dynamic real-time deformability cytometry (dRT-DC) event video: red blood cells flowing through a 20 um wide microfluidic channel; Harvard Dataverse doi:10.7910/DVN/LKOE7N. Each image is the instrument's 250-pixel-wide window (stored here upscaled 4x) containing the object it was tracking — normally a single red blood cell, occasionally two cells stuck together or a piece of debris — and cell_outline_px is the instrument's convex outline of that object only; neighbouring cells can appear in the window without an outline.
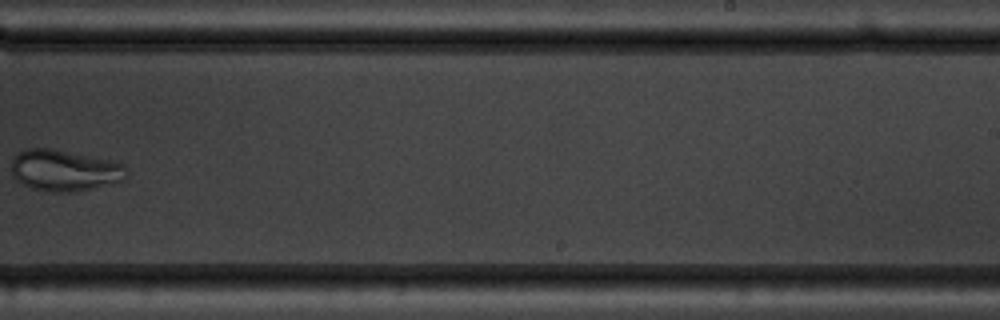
{"species": "common noctule bat (a hibernating species)", "species_latin": "Nyctalus noctula", "temperature_condition": "warm", "stored_images_in_passage": 10, "camera_frame_rate_fps": 3000, "um_per_image_px": 0.085, "animal": {"sex": "male", "body_mass_g": 19.5, "forearm_length_mm": 54.6}, "frame": {"image": 1, "passage_image": 9, "time_ms": 10.333, "image_size_px": [1000, 320], "cell_outline_px": [[128, 176], [124, 180], [76, 192], [52, 192], [32, 188], [16, 180], [12, 176], [12, 156], [16, 152], [24, 148], [52, 148], [108, 160], [124, 164], [128, 168]], "centroid_in_image_um": [5.46, 14.48], "position_along_channel_um": 283.5, "area_um2": 27.92}}